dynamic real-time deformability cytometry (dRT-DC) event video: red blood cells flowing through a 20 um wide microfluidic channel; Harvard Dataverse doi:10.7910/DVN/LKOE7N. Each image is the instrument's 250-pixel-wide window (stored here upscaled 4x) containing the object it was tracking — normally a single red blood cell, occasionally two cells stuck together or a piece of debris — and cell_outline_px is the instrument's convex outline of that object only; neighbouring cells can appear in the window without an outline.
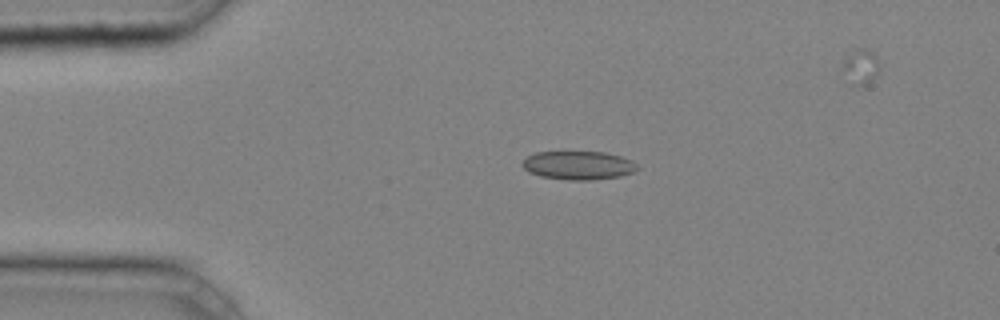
{"species": "common noctule bat (a hibernating species)", "species_latin": "Nyctalus noctula", "temperature_condition": "cold", "stored_images_in_passage": 21, "camera_frame_rate_fps": 3000, "um_per_image_px": 0.085, "animal": {"sex": "male", "body_mass_g": 20.4}, "frame": {"image": 1, "passage_image": 1, "time_ms": 0.0, "image_size_px": [1000, 320], "cell_outline_px": [[640, 168], [632, 172], [620, 176], [592, 180], [568, 180], [540, 176], [528, 172], [520, 164], [528, 156], [536, 152], [564, 148], [604, 152], [620, 156], [632, 160]], "centroid_in_image_um": [49.11, 13.99], "position_along_channel_um": 35.9, "area_um2": 20.11}}
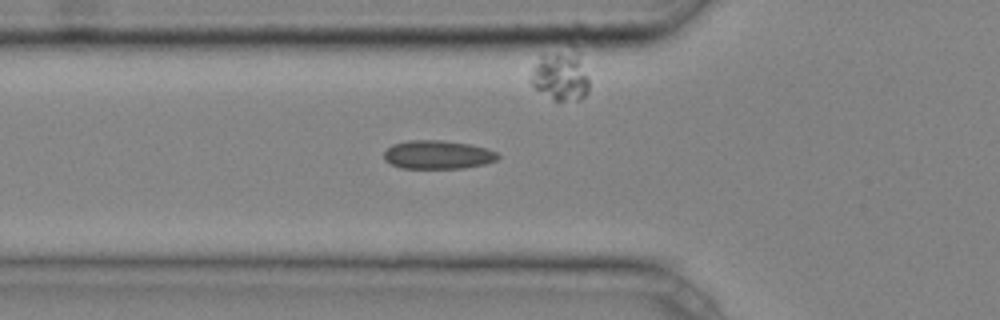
{"frame": {"image": 2, "passage_image": 7, "time_ms": 2.0, "image_size_px": [1000, 320], "cell_outline_px": [[500, 156], [496, 160], [484, 164], [464, 168], [400, 168], [384, 160], [384, 152], [392, 144], [408, 140], [444, 140], [468, 144], [484, 148], [496, 152]], "centroid_in_image_um": [37.18, 13.15], "position_along_channel_um": 88.6, "area_um2": 18.9}}
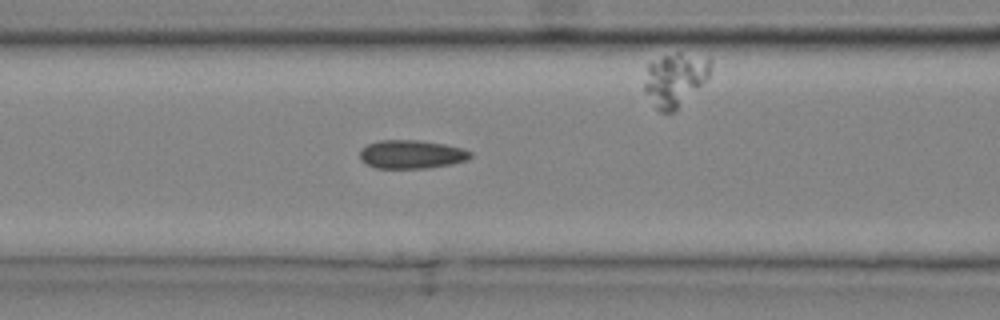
{"frame": {"image": 3, "passage_image": 10, "time_ms": 3.0, "image_size_px": [1000, 320], "cell_outline_px": [[472, 156], [468, 160], [452, 164], [428, 168], [376, 168], [360, 160], [360, 148], [368, 144], [380, 140], [420, 140], [444, 144], [464, 148], [472, 152]], "centroid_in_image_um": [35.0, 13.11], "position_along_channel_um": 131.6, "area_um2": 18.55}}